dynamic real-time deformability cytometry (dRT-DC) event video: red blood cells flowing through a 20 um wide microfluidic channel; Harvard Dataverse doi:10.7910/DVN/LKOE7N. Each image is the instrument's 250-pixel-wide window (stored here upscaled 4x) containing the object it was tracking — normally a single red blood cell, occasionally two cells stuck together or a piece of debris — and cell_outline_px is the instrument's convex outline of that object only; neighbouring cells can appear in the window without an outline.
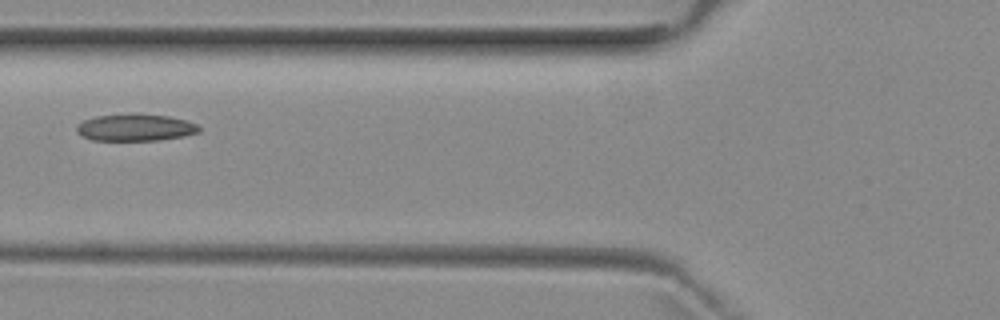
{"species": "common noctule bat (a hibernating species)", "species_latin": "Nyctalus noctula", "temperature_condition": "room temperature", "stored_images_in_passage": 4, "camera_frame_rate_fps": 3000, "um_per_image_px": 0.085, "animal": {"sex": "female", "body_mass_g": 29.2, "forearm_length_mm": 56.3}, "frame": {"image": 1, "passage_image": 3, "time_ms": 2.333, "image_size_px": [1000, 320], "cell_outline_px": [[200, 132], [184, 136], [156, 140], [92, 140], [80, 136], [76, 132], [76, 124], [84, 120], [96, 116], [136, 112], [168, 116], [188, 120], [196, 124], [200, 128]], "centroid_in_image_um": [11.48, 10.82], "position_along_channel_um": 114.3, "area_um2": 19.65}}
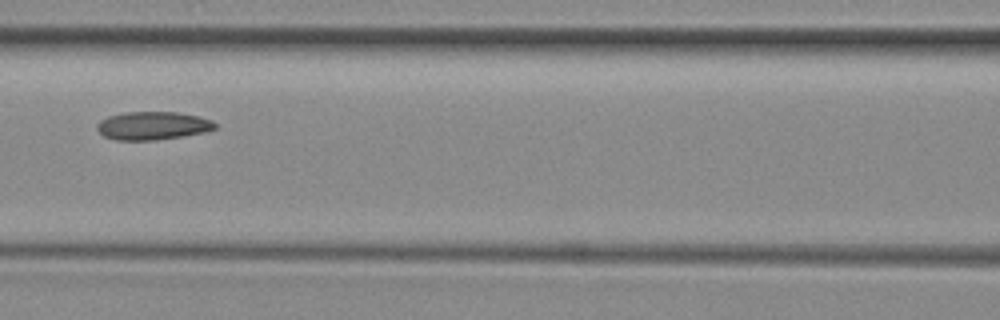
{"frame": {"image": 2, "passage_image": 4, "time_ms": 3.333, "image_size_px": [1000, 320], "cell_outline_px": [[216, 128], [204, 132], [156, 140], [116, 140], [104, 136], [96, 128], [96, 124], [100, 120], [108, 116], [124, 112], [176, 112], [200, 116], [212, 120], [216, 124]], "centroid_in_image_um": [12.96, 10.67], "position_along_channel_um": 153.6, "area_um2": 19.36}}